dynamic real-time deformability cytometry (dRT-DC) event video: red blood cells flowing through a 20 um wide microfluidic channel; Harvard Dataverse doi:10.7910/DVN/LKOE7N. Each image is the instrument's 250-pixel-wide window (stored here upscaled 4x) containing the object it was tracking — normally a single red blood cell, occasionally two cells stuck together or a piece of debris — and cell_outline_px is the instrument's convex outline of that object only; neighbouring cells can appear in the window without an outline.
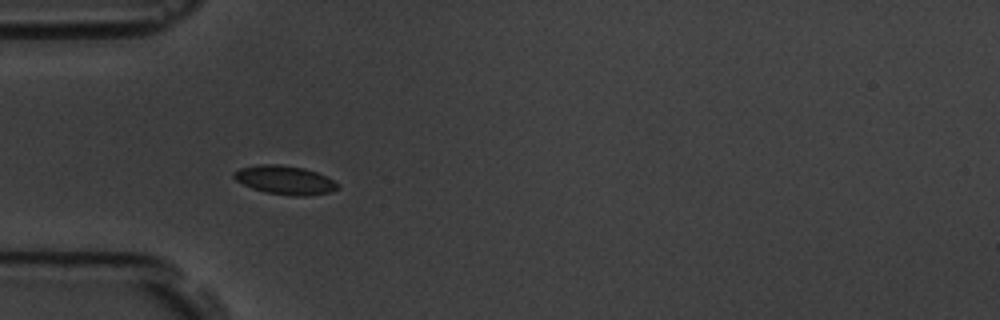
{"species": "common noctule bat (a hibernating species)", "species_latin": "Nyctalus noctula", "temperature_condition": "room temperature", "stored_images_in_passage": 7, "camera_frame_rate_fps": 3000, "um_per_image_px": 0.085, "animal": {"sex": "male", "body_mass_g": 19.5, "forearm_length_mm": 54.6}, "frame": {"image": 1, "passage_image": 5, "time_ms": 5.667, "image_size_px": [1000, 320], "cell_outline_px": [[340, 188], [328, 192], [308, 196], [292, 196], [264, 192], [252, 188], [236, 180], [232, 176], [232, 172], [240, 168], [260, 164], [276, 164], [304, 168], [316, 172], [340, 184]], "centroid_in_image_um": [24.2, 15.31], "position_along_channel_um": 60.8, "area_um2": 17.34}}
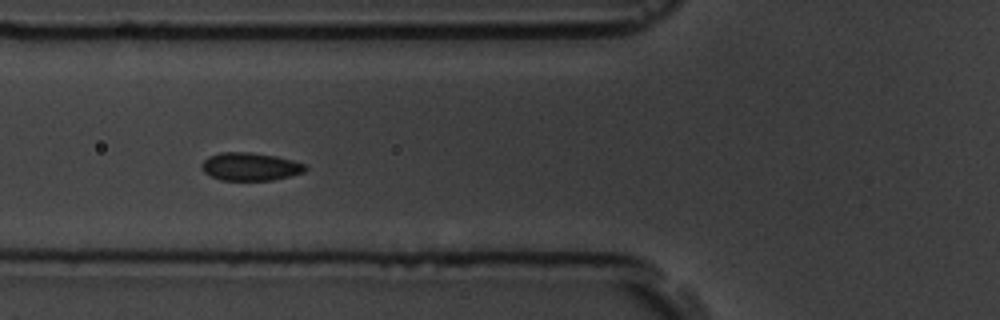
{"frame": {"image": 2, "passage_image": 6, "time_ms": 7.0, "image_size_px": [1000, 320], "cell_outline_px": [[308, 168], [304, 172], [272, 180], [220, 180], [204, 172], [204, 160], [208, 156], [220, 152], [252, 152], [276, 156], [292, 160], [304, 164]], "centroid_in_image_um": [21.29, 14.15], "position_along_channel_um": 104.5, "area_um2": 16.7}}
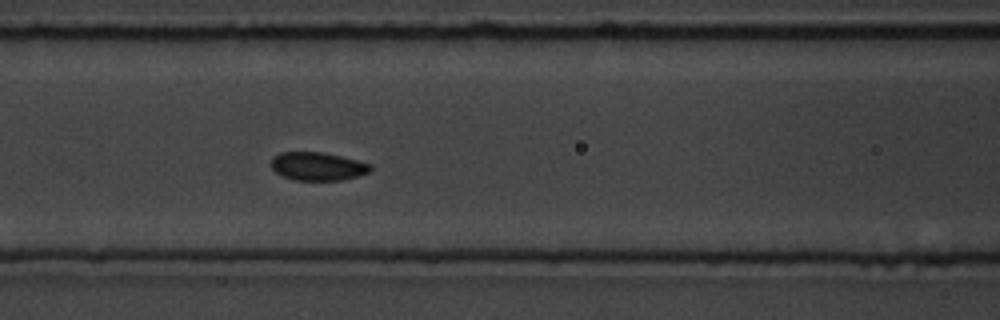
{"frame": {"image": 3, "passage_image": 7, "time_ms": 8.0, "image_size_px": [1000, 320], "cell_outline_px": [[372, 168], [368, 172], [356, 176], [340, 180], [296, 180], [284, 176], [276, 172], [272, 168], [272, 156], [280, 152], [320, 152], [340, 156], [372, 164]], "centroid_in_image_um": [26.99, 14.13], "position_along_channel_um": 139.6, "area_um2": 16.13}}